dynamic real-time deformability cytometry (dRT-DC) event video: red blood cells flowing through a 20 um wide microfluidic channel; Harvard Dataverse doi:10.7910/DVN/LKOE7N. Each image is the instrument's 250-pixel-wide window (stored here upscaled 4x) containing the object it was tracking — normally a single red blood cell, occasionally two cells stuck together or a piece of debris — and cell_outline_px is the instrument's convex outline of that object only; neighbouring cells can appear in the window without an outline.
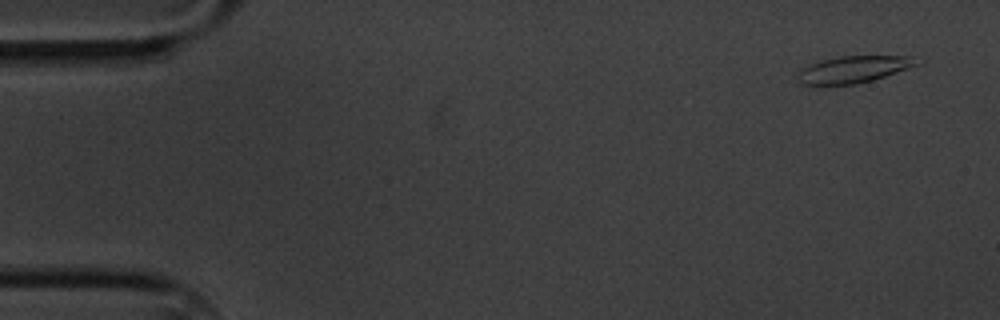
{"species": "common noctule bat (a hibernating species)", "species_latin": "Nyctalus noctula", "temperature_condition": "cold", "stored_images_in_passage": 5, "camera_frame_rate_fps": 3000, "um_per_image_px": 0.085, "animal": {"sex": "male", "body_mass_g": 20.1, "forearm_length_mm": 53.5}, "frame": {"image": 1, "passage_image": 1, "time_ms": 0.0, "image_size_px": [1000, 320], "cell_outline_px": [[924, 60], [920, 64], [872, 80], [856, 84], [800, 84], [796, 72], [808, 64], [840, 56], [912, 56]], "centroid_in_image_um": [72.58, 5.88], "position_along_channel_um": 12.4, "area_um2": 18.55}}
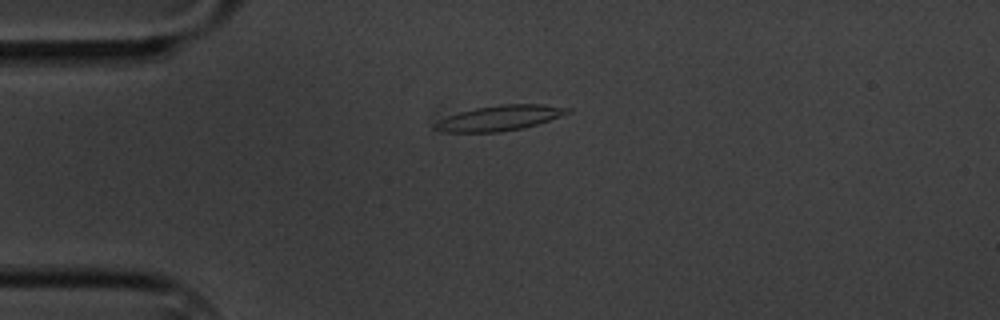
{"frame": {"image": 2, "passage_image": 4, "time_ms": 3.667, "image_size_px": [1000, 320], "cell_outline_px": [[572, 112], [524, 128], [500, 132], [448, 132], [432, 128], [440, 120], [448, 116], [460, 112], [476, 108], [500, 104], [544, 104], [572, 108]], "centroid_in_image_um": [42.53, 10.02], "position_along_channel_um": 42.5, "area_um2": 19.31}}